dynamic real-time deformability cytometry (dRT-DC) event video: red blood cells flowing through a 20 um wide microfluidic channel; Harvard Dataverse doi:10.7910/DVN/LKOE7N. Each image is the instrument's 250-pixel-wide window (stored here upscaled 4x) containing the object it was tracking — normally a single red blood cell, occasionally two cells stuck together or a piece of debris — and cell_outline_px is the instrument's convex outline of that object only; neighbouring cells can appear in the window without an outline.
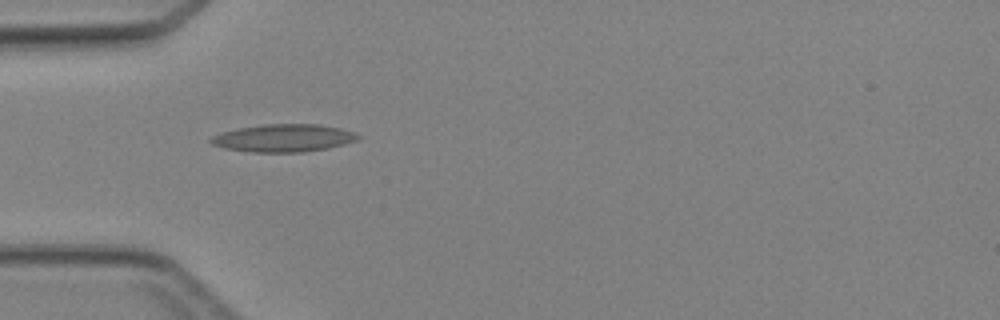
{"species": "Egyptian fruit bat (a non-hibernating species)", "species_latin": "Rousettus aegyptiacus", "temperature_condition": "cold", "stored_images_in_passage": 5, "camera_frame_rate_fps": 3000, "um_per_image_px": 0.085, "animal": {"sex": "female"}, "frame": {"image": 1, "passage_image": 4, "time_ms": 3.667, "image_size_px": [1000, 320], "cell_outline_px": [[360, 140], [328, 148], [304, 152], [252, 152], [224, 148], [212, 144], [208, 140], [212, 136], [220, 132], [240, 128], [264, 124], [316, 124], [340, 128], [352, 132], [360, 136]], "centroid_in_image_um": [24.09, 11.73], "position_along_channel_um": 60.9, "area_um2": 23.7}}
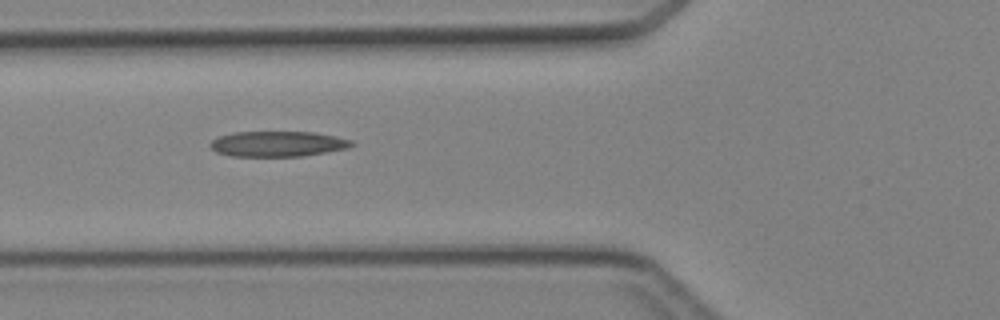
{"frame": {"image": 2, "passage_image": 5, "time_ms": 4.667, "image_size_px": [1000, 320], "cell_outline_px": [[356, 144], [348, 148], [300, 156], [232, 156], [216, 152], [208, 144], [216, 136], [232, 132], [312, 132], [336, 136], [352, 140]], "centroid_in_image_um": [23.58, 12.22], "position_along_channel_um": 102.2, "area_um2": 20.98}}